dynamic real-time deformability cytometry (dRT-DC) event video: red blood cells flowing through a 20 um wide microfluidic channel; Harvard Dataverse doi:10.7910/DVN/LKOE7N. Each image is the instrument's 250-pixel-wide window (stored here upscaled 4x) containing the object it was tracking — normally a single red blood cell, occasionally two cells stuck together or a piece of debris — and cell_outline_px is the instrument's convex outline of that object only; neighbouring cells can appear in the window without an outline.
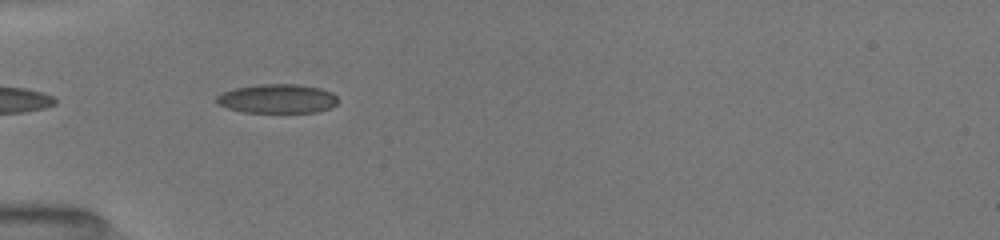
{"species": "common noctule bat (a hibernating species)", "species_latin": "Nyctalus noctula", "temperature_condition": "room temperature", "stored_images_in_passage": 3, "camera_frame_rate_fps": 3000, "um_per_image_px": 0.085, "animal": {"sex": "female", "body_mass_g": 19.5, "forearm_length_mm": 54.1}, "frame": {"image": 1, "passage_image": 2, "time_ms": 0.667, "image_size_px": [1000, 240], "cell_outline_px": [[336, 104], [332, 108], [316, 112], [244, 112], [228, 108], [216, 104], [216, 96], [224, 92], [236, 88], [260, 84], [296, 84], [320, 88], [332, 92], [336, 96]], "centroid_in_image_um": [23.58, 8.39], "position_along_channel_um": 61.4, "area_um2": 20.52}}
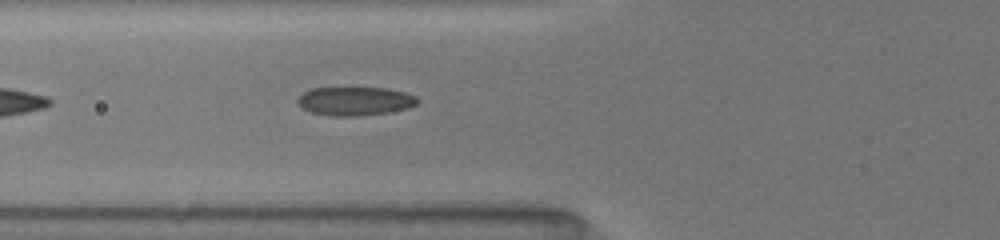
{"frame": {"image": 2, "passage_image": 3, "time_ms": 1.667, "image_size_px": [1000, 240], "cell_outline_px": [[420, 100], [416, 104], [408, 108], [388, 112], [356, 116], [332, 116], [312, 112], [304, 108], [296, 100], [304, 92], [312, 88], [388, 88], [404, 92], [416, 96]], "centroid_in_image_um": [30.21, 8.59], "position_along_channel_um": 95.6, "area_um2": 19.83}}